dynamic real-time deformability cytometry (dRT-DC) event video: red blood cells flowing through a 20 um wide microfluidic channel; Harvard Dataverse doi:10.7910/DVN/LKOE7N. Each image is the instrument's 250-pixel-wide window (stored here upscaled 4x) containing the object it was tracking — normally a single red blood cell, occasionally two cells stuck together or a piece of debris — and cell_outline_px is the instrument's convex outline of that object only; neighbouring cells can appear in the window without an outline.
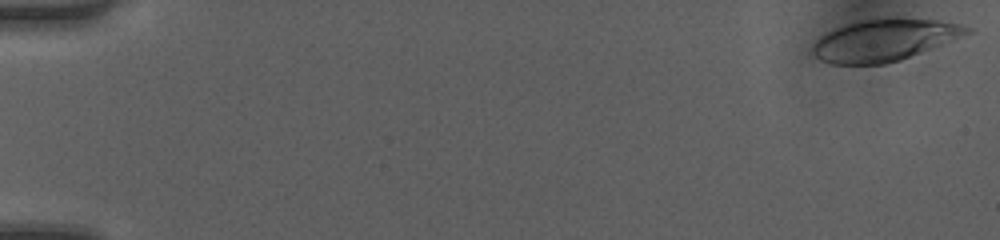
{"species": "human", "species_latin": "Homo sapiens", "temperature_condition": "room temperature", "stored_images_in_passage": 14, "camera_frame_rate_fps": 3000, "um_per_image_px": 0.085, "donor": {"sex": "female"}, "frame": {"image": 1, "passage_image": 1, "time_ms": 0.0, "image_size_px": [1000, 240], "cell_outline_px": [[972, 32], [932, 48], [900, 60], [884, 64], [832, 64], [820, 60], [812, 52], [812, 44], [820, 36], [836, 28], [860, 20], [880, 16], [888, 16], [936, 20], [960, 24], [972, 28]], "centroid_in_image_um": [75.16, 3.38], "position_along_channel_um": 9.8, "area_um2": 37.86}}
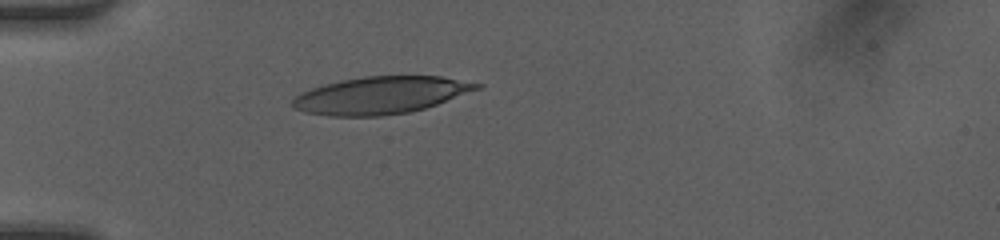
{"frame": {"image": 2, "passage_image": 10, "time_ms": 3.0, "image_size_px": [1000, 240], "cell_outline_px": [[484, 88], [424, 108], [408, 112], [380, 116], [328, 116], [304, 112], [292, 108], [292, 96], [300, 92], [324, 84], [340, 80], [364, 76], [440, 76], [484, 84]], "centroid_in_image_um": [32.34, 8.09], "position_along_channel_um": 52.7, "area_um2": 40.29}}
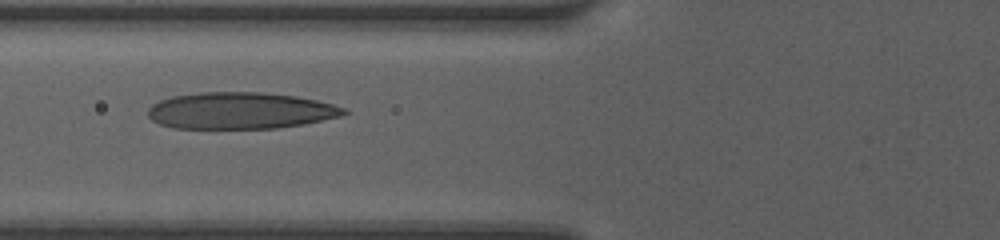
{"frame": {"image": 3, "passage_image": 13, "time_ms": 4.0, "image_size_px": [1000, 240], "cell_outline_px": [[348, 112], [340, 116], [304, 124], [276, 128], [176, 128], [160, 124], [152, 120], [148, 116], [148, 108], [152, 104], [160, 100], [172, 96], [200, 92], [264, 92], [296, 96], [316, 100], [332, 104], [344, 108]], "centroid_in_image_um": [20.4, 9.4], "position_along_channel_um": 105.4, "area_um2": 41.73}}